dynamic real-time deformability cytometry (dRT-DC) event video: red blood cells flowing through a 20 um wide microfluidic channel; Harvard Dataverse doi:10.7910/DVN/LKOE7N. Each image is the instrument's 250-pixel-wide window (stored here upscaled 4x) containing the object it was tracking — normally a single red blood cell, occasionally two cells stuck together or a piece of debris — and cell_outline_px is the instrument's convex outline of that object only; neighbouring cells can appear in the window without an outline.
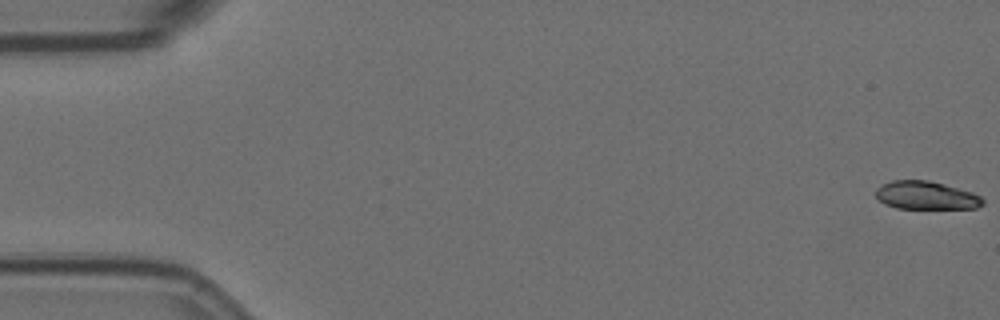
{"species": "Egyptian fruit bat (a non-hibernating species)", "species_latin": "Rousettus aegyptiacus", "temperature_condition": "room temperature", "stored_images_in_passage": 57, "camera_frame_rate_fps": 3000, "um_per_image_px": 0.085, "animal": {"sex": "female"}, "frame": {"image": 1, "passage_image": 1, "time_ms": 0.0, "image_size_px": [1000, 320], "cell_outline_px": [[984, 204], [976, 208], [896, 208], [884, 204], [876, 196], [876, 188], [892, 180], [928, 180], [944, 184], [972, 192], [980, 196], [984, 200]], "centroid_in_image_um": [78.72, 16.61], "position_along_channel_um": 6.3, "area_um2": 17.46}}
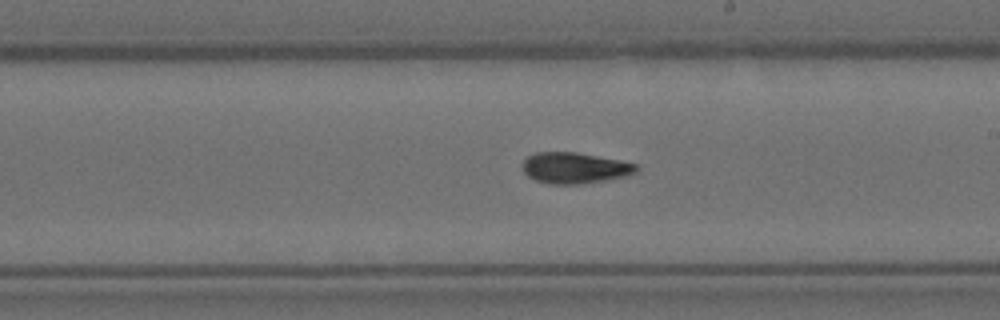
{"frame": {"image": 2, "passage_image": 33, "time_ms": 10.667, "image_size_px": [1000, 320], "cell_outline_px": [[640, 168], [636, 172], [628, 176], [580, 184], [548, 184], [536, 180], [528, 176], [524, 172], [524, 160], [528, 156], [536, 152], [576, 152], [620, 160], [636, 164]], "centroid_in_image_um": [48.88, 14.27], "position_along_channel_um": 240.1, "area_um2": 20.52}}
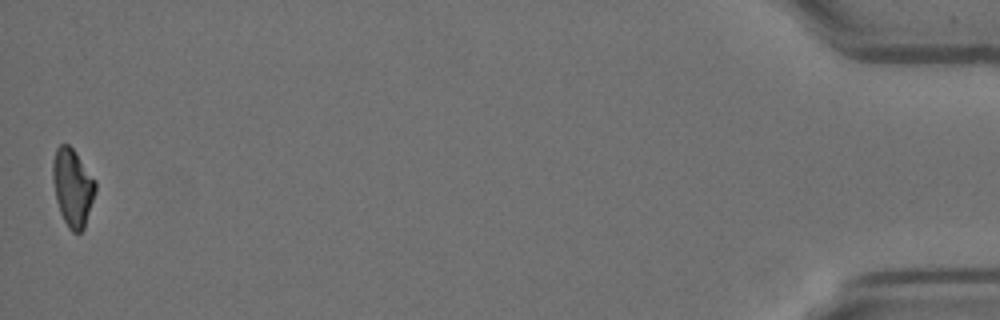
{"frame": {"image": 3, "passage_image": 57, "time_ms": 18.667, "image_size_px": [1000, 320], "cell_outline_px": [[96, 192], [84, 228], [80, 232], [72, 232], [68, 228], [60, 212], [56, 200], [52, 180], [52, 164], [56, 148], [60, 144], [68, 144], [72, 148], [96, 180]], "centroid_in_image_um": [6.17, 15.93], "position_along_channel_um": 429.0, "area_um2": 19.36}, "authors_computed_cell_mechanics": {"area_um2": 19.8254, "velocity_mm_per_s": 3.5734, "shape_relaxation_time_tau1_ms": null, "shape_relaxation_time_tau2_ms": 7.077, "deformation_change_tau1": null, "deformation_change_tau2": 0.1403}}